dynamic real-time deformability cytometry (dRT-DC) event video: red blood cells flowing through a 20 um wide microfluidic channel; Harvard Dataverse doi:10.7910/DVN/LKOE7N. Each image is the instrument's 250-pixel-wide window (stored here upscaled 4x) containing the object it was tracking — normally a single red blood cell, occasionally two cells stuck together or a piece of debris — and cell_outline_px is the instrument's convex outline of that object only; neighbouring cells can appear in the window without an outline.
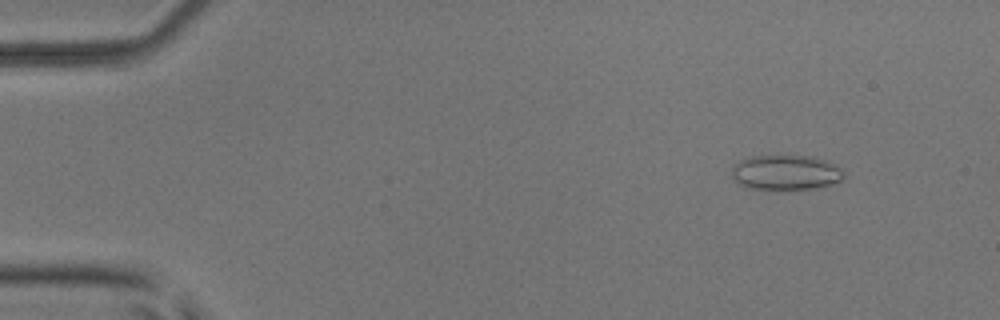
{"species": "common noctule bat (a hibernating species)", "species_latin": "Nyctalus noctula", "temperature_condition": "room temperature", "stored_images_in_passage": 6, "camera_frame_rate_fps": 3000, "um_per_image_px": 0.085, "animal": {"sex": "male", "body_mass_g": 17.9, "forearm_length_mm": 54.2}, "frame": {"image": 1, "passage_image": 2, "time_ms": 0.333, "image_size_px": [1000, 320], "cell_outline_px": [[844, 176], [840, 180], [832, 184], [816, 188], [784, 192], [748, 188], [732, 180], [732, 164], [748, 156], [812, 156], [828, 160], [836, 164], [844, 172]], "centroid_in_image_um": [66.77, 14.69], "position_along_channel_um": 18.2, "area_um2": 23.81}}
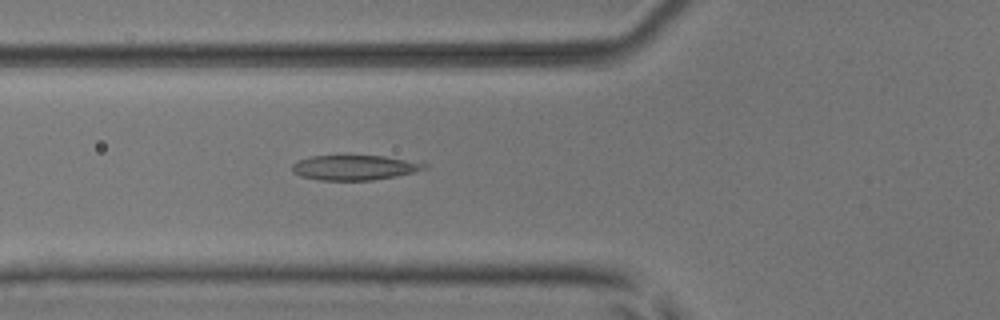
{"frame": {"image": 2, "passage_image": 6, "time_ms": 1.667, "image_size_px": [1000, 320], "cell_outline_px": [[428, 168], [396, 176], [372, 180], [320, 180], [300, 176], [292, 172], [292, 164], [296, 160], [308, 156], [384, 156], [420, 160], [428, 164]], "centroid_in_image_um": [30.17, 14.23], "position_along_channel_um": 95.6, "area_um2": 19.54}}